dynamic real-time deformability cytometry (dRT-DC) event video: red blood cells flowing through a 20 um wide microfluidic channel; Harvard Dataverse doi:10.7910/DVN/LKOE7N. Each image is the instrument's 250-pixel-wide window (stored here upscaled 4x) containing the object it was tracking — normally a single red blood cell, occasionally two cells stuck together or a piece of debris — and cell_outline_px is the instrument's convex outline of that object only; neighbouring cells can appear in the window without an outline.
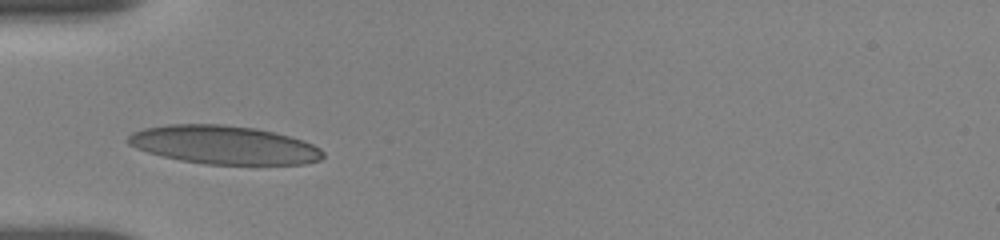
{"species": "human", "species_latin": "Homo sapiens", "temperature_condition": "room temperature", "stored_images_in_passage": 30, "camera_frame_rate_fps": 3000, "um_per_image_px": 0.085, "donor": {"sex": "female"}, "frame": {"image": 1, "passage_image": 1, "time_ms": 0.0, "image_size_px": [1000, 240], "cell_outline_px": [[324, 156], [320, 160], [304, 164], [204, 164], [180, 160], [148, 152], [136, 148], [128, 144], [128, 136], [132, 132], [144, 128], [168, 124], [224, 124], [256, 128], [304, 140], [320, 148], [324, 152]], "centroid_in_image_um": [19.04, 12.31], "position_along_channel_um": 66.0, "area_um2": 43.64}}
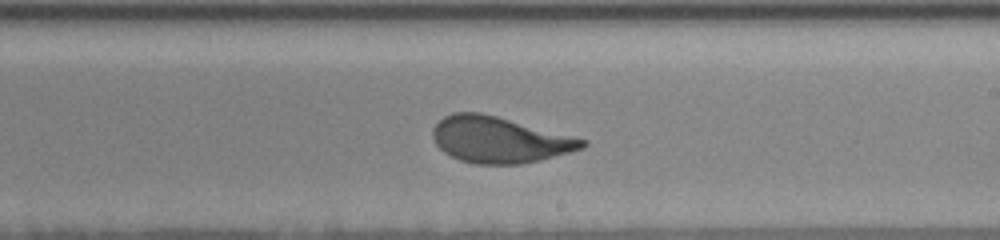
{"frame": {"image": 2, "passage_image": 16, "time_ms": 5.0, "image_size_px": [1000, 240], "cell_outline_px": [[588, 144], [584, 148], [540, 160], [520, 164], [476, 164], [460, 160], [444, 152], [436, 144], [432, 136], [432, 128], [444, 116], [452, 112], [480, 112], [496, 116], [588, 140]], "centroid_in_image_um": [42.44, 11.88], "position_along_channel_um": 246.6, "area_um2": 40.0}}
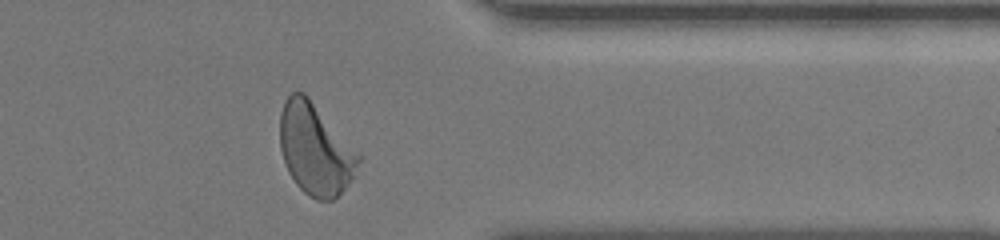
{"frame": {"image": 3, "passage_image": 28, "time_ms": 9.0, "image_size_px": [1000, 240], "cell_outline_px": [[360, 160], [356, 176], [332, 200], [316, 200], [308, 196], [296, 184], [288, 172], [280, 148], [280, 116], [284, 100], [292, 92], [304, 92], [308, 96], [360, 156]], "centroid_in_image_um": [26.78, 12.7], "position_along_channel_um": 384.6, "area_um2": 41.33}, "authors_computed_cell_mechanics": {"area_um2": 40.46, "velocity_mm_per_s": 3.6299, "shape_relaxation_time_tau1_ms": 3.4147, "shape_relaxation_time_tau2_ms": null, "deformation_change_tau1": 0.1843, "deformation_change_tau2": null}}